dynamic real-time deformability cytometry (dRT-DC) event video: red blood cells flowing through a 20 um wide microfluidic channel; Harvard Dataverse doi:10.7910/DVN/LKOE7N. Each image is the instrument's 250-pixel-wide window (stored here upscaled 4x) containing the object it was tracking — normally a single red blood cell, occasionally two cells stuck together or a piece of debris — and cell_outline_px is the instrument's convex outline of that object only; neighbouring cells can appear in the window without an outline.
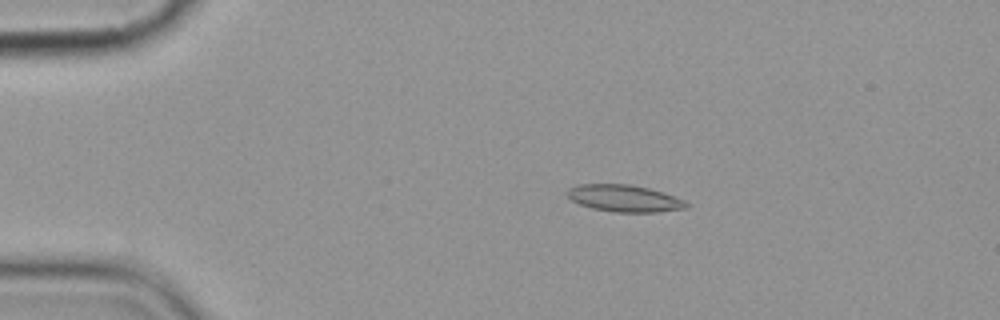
{"species": "common noctule bat (a hibernating species)", "species_latin": "Nyctalus noctula", "temperature_condition": "cold", "stored_images_in_passage": 8, "camera_frame_rate_fps": 3000, "um_per_image_px": 0.085, "animal": {"sex": "female", "body_mass_g": 19.9}, "frame": {"image": 1, "passage_image": 3, "time_ms": 2.333, "image_size_px": [1000, 320], "cell_outline_px": [[692, 204], [688, 208], [656, 212], [616, 212], [592, 208], [580, 204], [572, 200], [564, 192], [568, 188], [576, 184], [628, 184], [648, 188], [664, 192], [684, 200]], "centroid_in_image_um": [53.08, 16.85], "position_along_channel_um": 31.9, "area_um2": 18.84}}
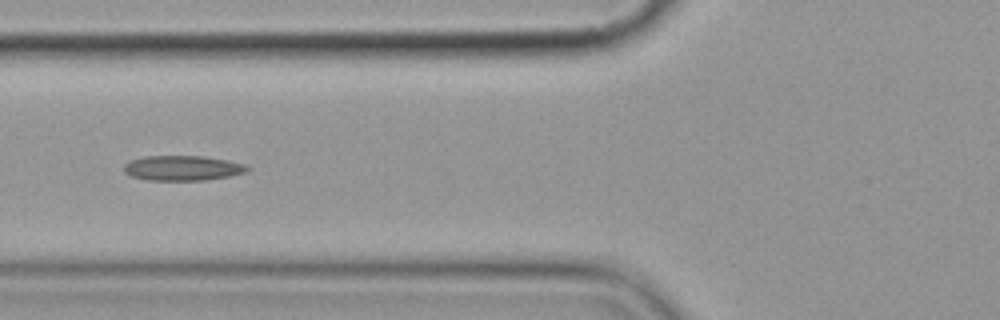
{"frame": {"image": 2, "passage_image": 6, "time_ms": 6.0, "image_size_px": [1000, 320], "cell_outline_px": [[252, 168], [248, 172], [228, 176], [204, 180], [148, 180], [132, 176], [124, 172], [124, 164], [132, 160], [144, 156], [200, 156], [228, 160], [244, 164]], "centroid_in_image_um": [15.54, 14.28], "position_along_channel_um": 110.3, "area_um2": 17.92}}
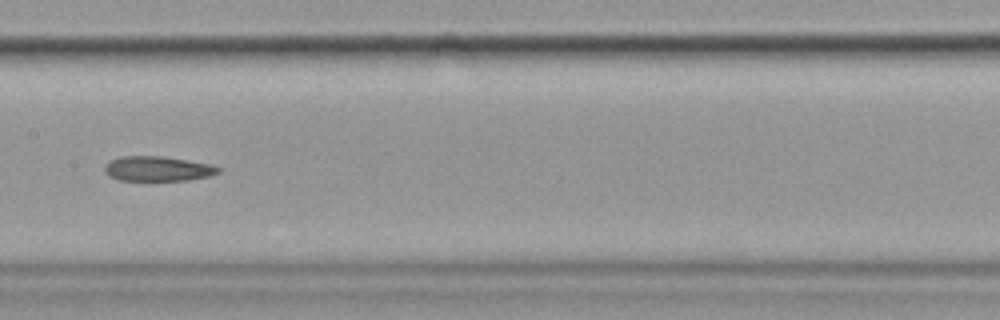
{"frame": {"image": 3, "passage_image": 8, "time_ms": 8.333, "image_size_px": [1000, 320], "cell_outline_px": [[220, 172], [208, 176], [188, 180], [120, 180], [108, 176], [104, 172], [104, 164], [108, 160], [120, 156], [164, 156], [212, 164], [220, 168]], "centroid_in_image_um": [13.36, 14.33], "position_along_channel_um": 194.0, "area_um2": 16.65}}